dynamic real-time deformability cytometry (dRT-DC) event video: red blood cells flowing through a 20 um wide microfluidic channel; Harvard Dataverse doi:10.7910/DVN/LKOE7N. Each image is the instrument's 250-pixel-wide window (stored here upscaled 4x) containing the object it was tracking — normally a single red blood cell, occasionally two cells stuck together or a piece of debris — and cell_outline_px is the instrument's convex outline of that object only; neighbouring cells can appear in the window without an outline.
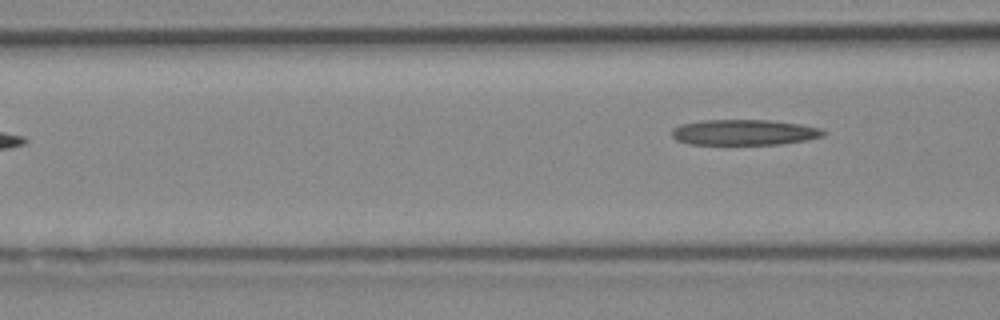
{"species": "Egyptian fruit bat (a non-hibernating species)", "species_latin": "Rousettus aegyptiacus", "temperature_condition": "cold", "stored_images_in_passage": 6, "segment_of_instrument_passage": [2, 2], "camera_frame_rate_fps": 3000, "um_per_image_px": 0.085, "animal": {"sex": "female"}, "frame": {"image": 1, "passage_image": 6, "time_ms": 1.667, "image_size_px": [1000, 320], "cell_outline_px": [[828, 132], [824, 136], [808, 140], [780, 144], [688, 144], [676, 140], [672, 136], [672, 128], [680, 124], [700, 120], [772, 120], [800, 124], [820, 128]], "centroid_in_image_um": [63.26, 11.24], "position_along_channel_um": 103.3, "area_um2": 22.83}}